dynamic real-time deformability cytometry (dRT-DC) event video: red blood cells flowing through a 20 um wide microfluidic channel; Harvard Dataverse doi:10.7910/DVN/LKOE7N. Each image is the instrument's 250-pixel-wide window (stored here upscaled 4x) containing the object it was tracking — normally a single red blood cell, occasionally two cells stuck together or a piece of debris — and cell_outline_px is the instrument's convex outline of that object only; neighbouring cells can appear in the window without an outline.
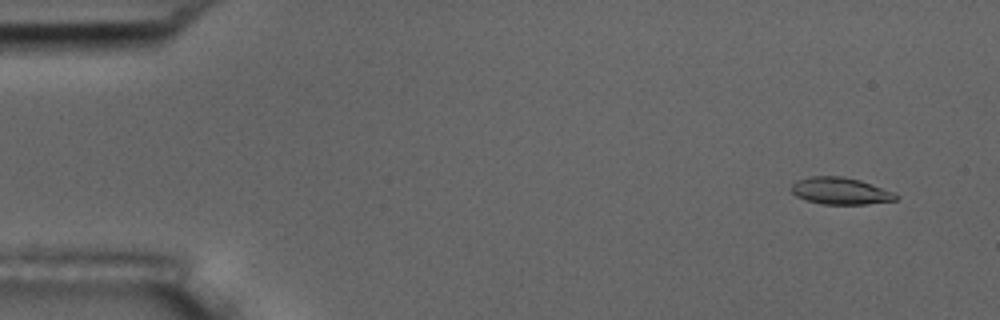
{"species": "common noctule bat (a hibernating species)", "species_latin": "Nyctalus noctula", "temperature_condition": "room temperature", "stored_images_in_passage": 4, "camera_frame_rate_fps": 3000, "um_per_image_px": 0.085, "animal": {"sex": "male", "body_mass_g": 17.5, "forearm_length_mm": 52.3}, "frame": {"image": 1, "passage_image": 1, "time_ms": 0.0, "image_size_px": [1000, 320], "cell_outline_px": [[900, 196], [896, 200], [868, 204], [820, 204], [804, 200], [796, 196], [792, 192], [792, 184], [796, 180], [812, 176], [844, 176], [860, 180], [892, 192]], "centroid_in_image_um": [71.41, 16.23], "position_along_channel_um": 13.6, "area_um2": 16.42}}
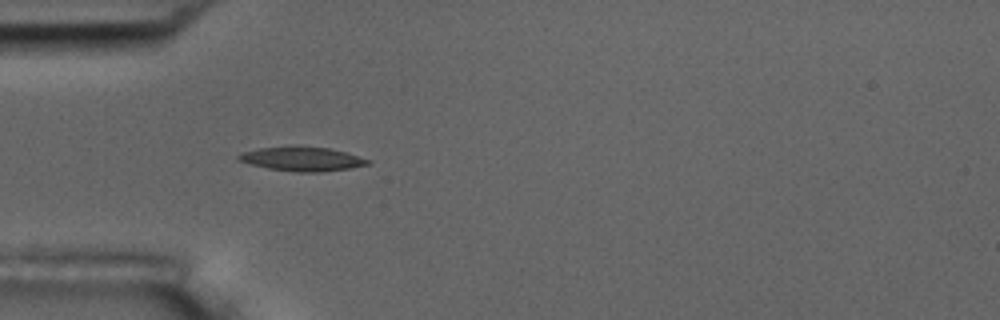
{"frame": {"image": 2, "passage_image": 4, "time_ms": 4.333, "image_size_px": [1000, 320], "cell_outline_px": [[372, 164], [348, 168], [320, 172], [296, 172], [268, 168], [252, 164], [240, 160], [236, 156], [244, 152], [260, 148], [292, 144], [296, 144], [328, 148], [348, 152], [372, 160]], "centroid_in_image_um": [25.74, 13.48], "position_along_channel_um": 59.3, "area_um2": 18.55}}